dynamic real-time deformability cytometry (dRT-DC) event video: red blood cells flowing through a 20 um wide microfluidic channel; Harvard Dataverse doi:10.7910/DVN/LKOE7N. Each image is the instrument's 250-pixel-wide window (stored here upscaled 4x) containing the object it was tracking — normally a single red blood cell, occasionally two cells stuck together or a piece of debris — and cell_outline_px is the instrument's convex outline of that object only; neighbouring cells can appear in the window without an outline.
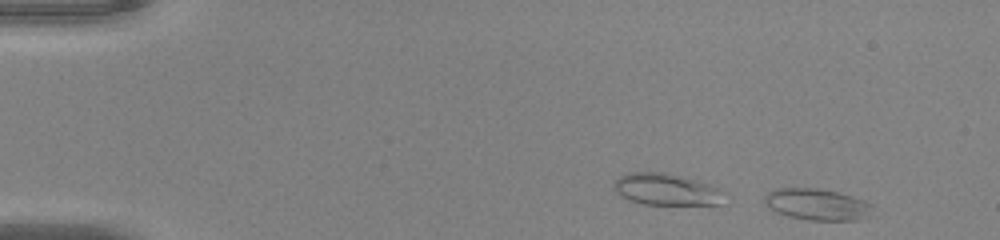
{"species": "common noctule bat (a hibernating species)", "species_latin": "Nyctalus noctula", "temperature_condition": "warm", "stored_images_in_passage": 47, "camera_frame_rate_fps": 3000, "um_per_image_px": 0.085, "animal": {"sex": "male", "body_mass_g": 20.0, "forearm_length_mm": 53.3}, "frame": {"image": 1, "passage_image": 1, "time_ms": 0.0, "image_size_px": [1000, 240], "cell_outline_px": [[872, 216], [856, 220], [812, 220], [788, 216], [776, 212], [768, 208], [764, 204], [764, 196], [768, 192], [776, 188], [816, 188], [836, 192], [852, 196], [864, 200], [872, 204]], "centroid_in_image_um": [69.45, 17.38], "position_along_channel_um": 15.6, "area_um2": 19.94}}
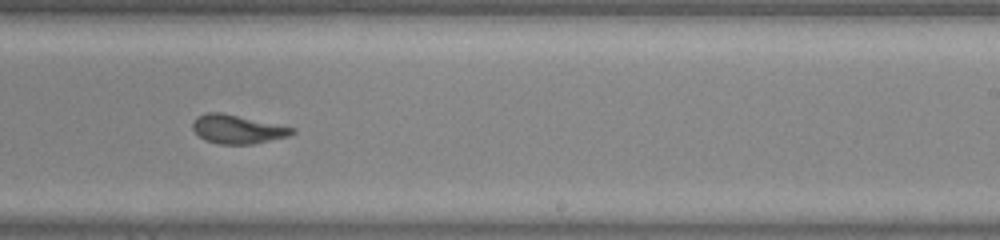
{"frame": {"image": 2, "passage_image": 29, "time_ms": 9.333, "image_size_px": [1000, 240], "cell_outline_px": [[296, 132], [288, 136], [252, 144], [220, 144], [204, 140], [192, 128], [192, 124], [196, 116], [208, 112], [220, 112], [296, 128]], "centroid_in_image_um": [20.17, 10.98], "position_along_channel_um": 268.8, "area_um2": 16.53}}
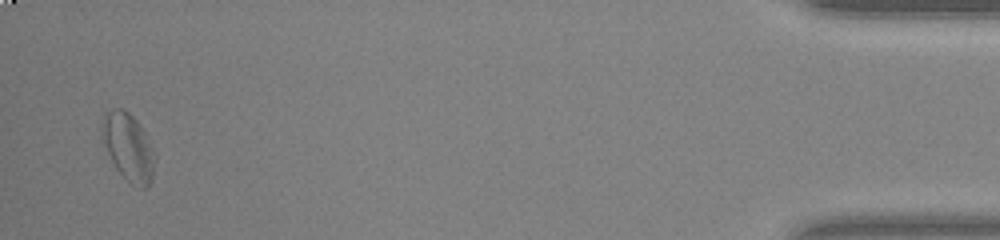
{"frame": {"image": 3, "passage_image": 46, "time_ms": 15.0, "image_size_px": [1000, 240], "cell_outline_px": [[156, 156], [152, 180], [148, 188], [140, 188], [132, 184], [116, 168], [100, 140], [100, 128], [104, 112], [112, 108], [124, 108], [140, 124], [156, 152]], "centroid_in_image_um": [10.9, 12.47], "position_along_channel_um": 424.3, "area_um2": 21.39}, "authors_computed_cell_mechanics": {"area_um2": 17.918, "velocity_mm_per_s": 4.1278, "shape_relaxation_time_tau1_ms": null, "shape_relaxation_time_tau2_ms": 1.5674, "deformation_change_tau1": null, "deformation_change_tau2": 0.0934}}